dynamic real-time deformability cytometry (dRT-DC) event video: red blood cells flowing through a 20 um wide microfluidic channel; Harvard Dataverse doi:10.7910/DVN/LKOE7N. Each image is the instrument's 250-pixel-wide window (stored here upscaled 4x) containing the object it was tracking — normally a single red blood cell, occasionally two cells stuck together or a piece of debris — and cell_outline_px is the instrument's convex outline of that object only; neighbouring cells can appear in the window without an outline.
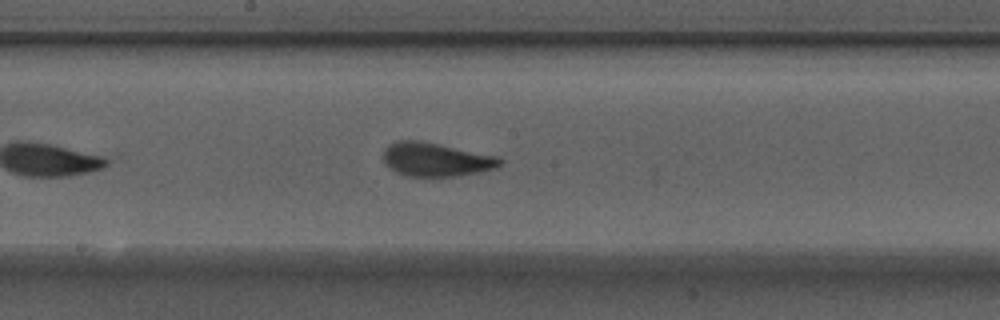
{"species": "Egyptian fruit bat (a non-hibernating species)", "species_latin": "Rousettus aegyptiacus", "temperature_condition": "warm", "stored_images_in_passage": 34, "camera_frame_rate_fps": 3000, "um_per_image_px": 0.085, "animal": {"sex": "male"}, "frame": {"image": 1, "passage_image": 14, "time_ms": 4.333, "image_size_px": [1000, 320], "cell_outline_px": [[504, 164], [496, 168], [480, 172], [460, 176], [408, 176], [396, 172], [384, 164], [384, 148], [388, 144], [396, 140], [416, 140], [496, 156], [504, 160]], "centroid_in_image_um": [37.05, 13.57], "position_along_channel_um": 211.2, "area_um2": 22.83}, "authors_computed_cell_mechanics": {"area_um2": 22.1663, "velocity_mm_per_s": 3.8997, "shape_relaxation_time_tau1_ms": 2.0966, "shape_relaxation_time_tau2_ms": 0.6939, "deformation_change_tau1": 0.1571, "deformation_change_tau2": 0.0875}}